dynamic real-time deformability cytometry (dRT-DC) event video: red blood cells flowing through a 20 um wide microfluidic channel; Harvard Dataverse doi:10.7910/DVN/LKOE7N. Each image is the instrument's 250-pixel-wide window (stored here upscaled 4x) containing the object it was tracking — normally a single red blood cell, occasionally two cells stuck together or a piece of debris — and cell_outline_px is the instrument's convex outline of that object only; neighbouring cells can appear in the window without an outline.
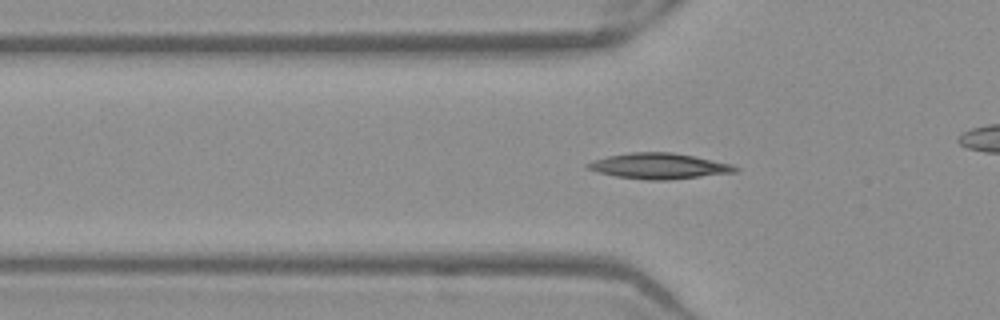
{"species": "Egyptian fruit bat (a non-hibernating species)", "species_latin": "Rousettus aegyptiacus", "temperature_condition": "warm", "stored_images_in_passage": 53, "camera_frame_rate_fps": 3000, "um_per_image_px": 0.085, "frame": {"image": 1, "passage_image": 17, "time_ms": 5.333, "image_size_px": [1000, 320], "cell_outline_px": [[740, 168], [736, 172], [668, 180], [648, 180], [616, 176], [600, 172], [588, 168], [584, 164], [592, 160], [608, 156], [632, 152], [672, 152], [732, 164]], "centroid_in_image_um": [56.01, 14.11], "position_along_channel_um": 69.8, "area_um2": 21.85}}
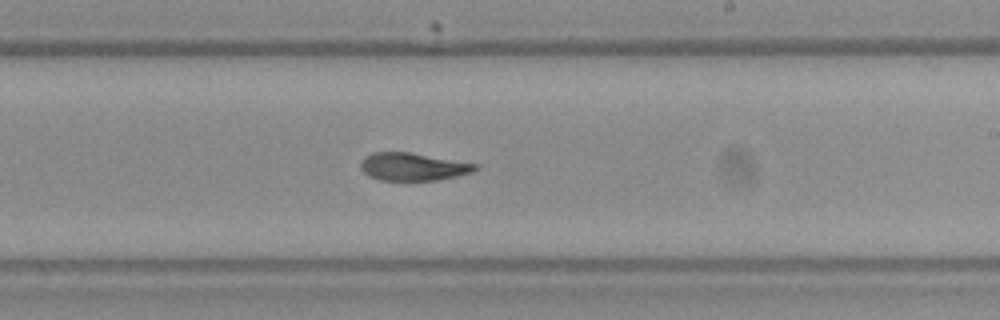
{"frame": {"image": 2, "passage_image": 31, "time_ms": 10.0, "image_size_px": [1000, 320], "cell_outline_px": [[480, 168], [472, 172], [456, 176], [436, 180], [380, 180], [368, 176], [360, 168], [360, 164], [364, 156], [372, 152], [412, 152], [480, 164]], "centroid_in_image_um": [35.12, 14.16], "position_along_channel_um": 253.9, "area_um2": 18.79}}
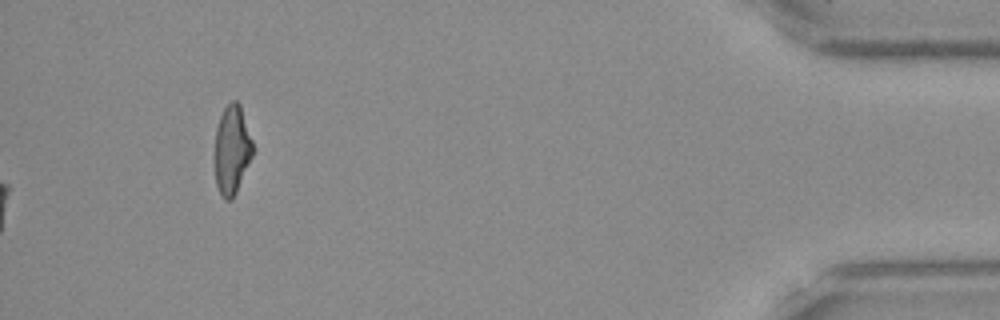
{"frame": {"image": 3, "passage_image": 53, "time_ms": 17.333, "image_size_px": [1000, 320], "cell_outline_px": [[252, 156], [236, 192], [232, 200], [224, 200], [220, 196], [216, 184], [216, 128], [220, 116], [224, 108], [232, 100], [236, 100], [240, 104], [252, 140]], "centroid_in_image_um": [19.71, 12.74], "position_along_channel_um": 415.5, "area_um2": 19.36}, "authors_computed_cell_mechanics": {"area_um2": 19.7676, "velocity_mm_per_s": 3.9334, "shape_relaxation_time_tau1_ms": 9.838, "shape_relaxation_time_tau2_ms": 4.8582, "deformation_change_tau1": 0.2286, "deformation_change_tau2": 0.1188}}